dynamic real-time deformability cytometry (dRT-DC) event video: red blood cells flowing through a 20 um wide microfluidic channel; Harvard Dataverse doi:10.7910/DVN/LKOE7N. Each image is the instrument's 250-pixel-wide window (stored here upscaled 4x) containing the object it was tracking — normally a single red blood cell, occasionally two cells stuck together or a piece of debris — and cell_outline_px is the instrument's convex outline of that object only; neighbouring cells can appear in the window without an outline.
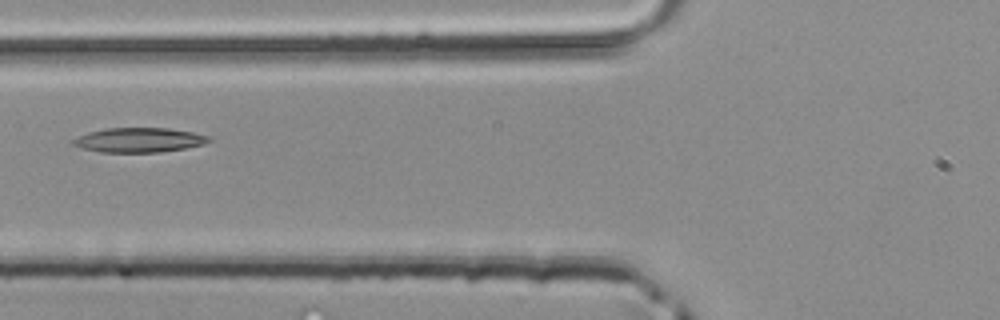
{"species": "common noctule bat (a hibernating species)", "species_latin": "Nyctalus noctula", "temperature_condition": "room temperature", "stored_images_in_passage": 2, "camera_frame_rate_fps": 3000, "um_per_image_px": 0.085, "animal": {"sex": "male", "body_mass_g": 20.4}, "frame": {"image": 1, "passage_image": 2, "time_ms": 0.333, "image_size_px": [1000, 320], "cell_outline_px": [[212, 140], [204, 144], [184, 148], [160, 152], [100, 152], [80, 148], [72, 144], [72, 140], [88, 132], [108, 128], [168, 128], [192, 132], [208, 136]], "centroid_in_image_um": [11.81, 11.9], "position_along_channel_um": 114.0, "area_um2": 19.31}}